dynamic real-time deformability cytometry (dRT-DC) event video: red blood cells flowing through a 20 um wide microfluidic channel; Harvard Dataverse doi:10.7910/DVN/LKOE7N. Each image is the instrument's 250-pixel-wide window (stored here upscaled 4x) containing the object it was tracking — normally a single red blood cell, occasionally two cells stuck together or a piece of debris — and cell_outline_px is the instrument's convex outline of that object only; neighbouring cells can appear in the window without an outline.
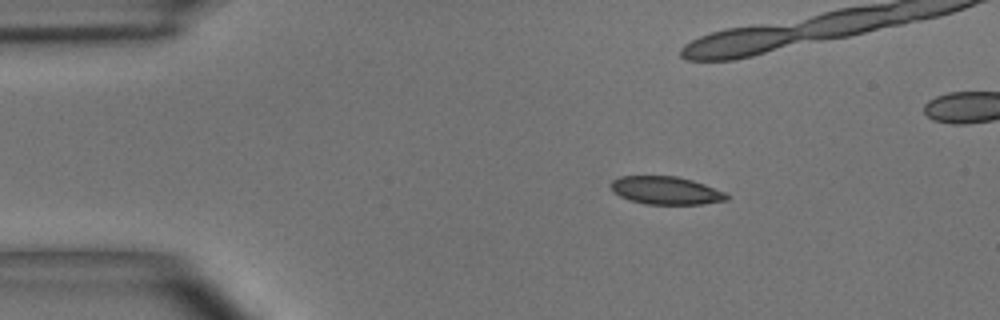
{"species": "common noctule bat (a hibernating species)", "species_latin": "Nyctalus noctula", "temperature_condition": "room temperature", "stored_images_in_passage": 8, "camera_frame_rate_fps": 3000, "um_per_image_px": 0.085, "animal": {"sex": "male", "body_mass_g": 15.6}, "frame": {"image": 1, "passage_image": 2, "time_ms": 1.0, "image_size_px": [1000, 320], "cell_outline_px": [[728, 200], [704, 204], [644, 204], [628, 200], [612, 192], [612, 180], [620, 176], [676, 176], [692, 180], [704, 184], [724, 192], [728, 196]], "centroid_in_image_um": [56.58, 16.19], "position_along_channel_um": 28.4, "area_um2": 18.84}}